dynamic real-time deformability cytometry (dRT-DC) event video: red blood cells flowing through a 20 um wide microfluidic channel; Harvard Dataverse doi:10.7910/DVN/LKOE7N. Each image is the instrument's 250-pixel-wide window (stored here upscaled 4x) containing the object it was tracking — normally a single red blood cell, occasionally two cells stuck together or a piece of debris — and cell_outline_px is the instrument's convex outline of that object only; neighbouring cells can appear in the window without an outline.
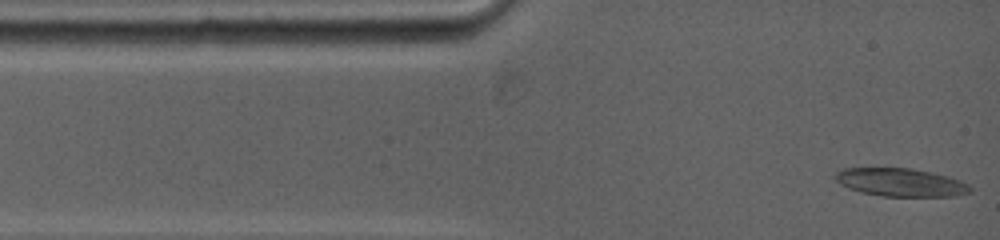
{"species": "common noctule bat (a hibernating species)", "species_latin": "Nyctalus noctula", "temperature_condition": "warm", "stored_images_in_passage": 32, "camera_frame_rate_fps": 5000, "um_per_image_px": 0.085, "animal": {"sex": "female", "body_mass_g": 19.0, "forearm_length_mm": 53.3}, "frame": {"image": 1, "passage_image": 1, "time_ms": 0.0, "image_size_px": [1000, 240], "cell_outline_px": [[968, 192], [948, 196], [888, 196], [864, 192], [852, 188], [836, 180], [836, 176], [844, 168], [912, 168], [944, 176], [956, 180], [964, 184], [968, 188]], "centroid_in_image_um": [76.51, 15.49], "position_along_channel_um": 8.5, "area_um2": 20.81}}
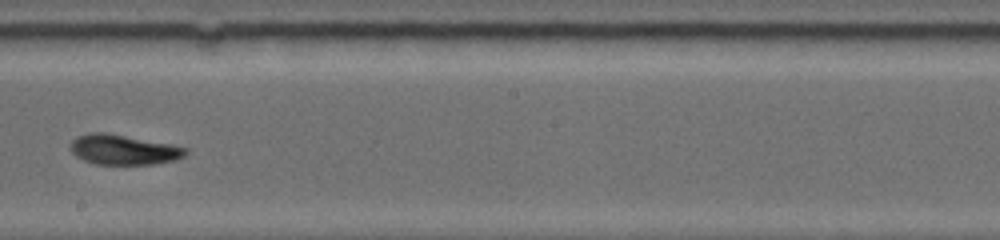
{"frame": {"image": 2, "passage_image": 19, "time_ms": 7.0, "image_size_px": [1000, 240], "cell_outline_px": [[188, 152], [184, 156], [176, 160], [152, 164], [96, 164], [84, 160], [76, 156], [72, 152], [72, 140], [76, 136], [88, 132], [104, 132], [172, 144], [188, 148]], "centroid_in_image_um": [10.52, 12.71], "position_along_channel_um": 237.7, "area_um2": 20.11}}
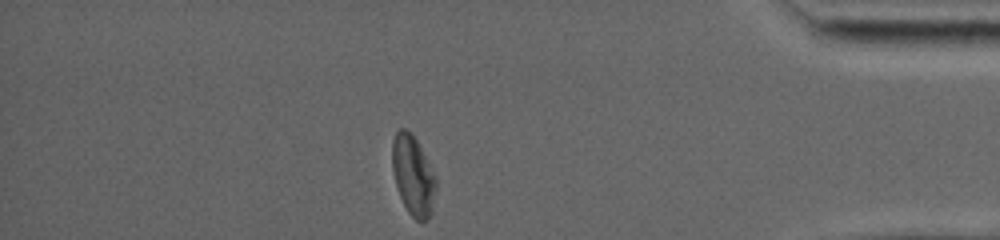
{"frame": {"image": 3, "passage_image": 32, "time_ms": 12.2, "image_size_px": [1000, 240], "cell_outline_px": [[436, 188], [432, 212], [428, 220], [416, 220], [408, 212], [400, 196], [396, 184], [392, 168], [392, 140], [396, 132], [400, 128], [404, 128], [412, 132], [436, 176]], "centroid_in_image_um": [35.12, 14.9], "position_along_channel_um": 400.1, "area_um2": 20.35}, "authors_computed_cell_mechanics": {"area_um2": 20.4612, "velocity_mm_per_s": 3.8791, "shape_relaxation_time_tau1_ms": 3.5851, "shape_relaxation_time_tau2_ms": 10.0688, "deformation_change_tau1": 0.1464, "deformation_change_tau2": 0.1535}}